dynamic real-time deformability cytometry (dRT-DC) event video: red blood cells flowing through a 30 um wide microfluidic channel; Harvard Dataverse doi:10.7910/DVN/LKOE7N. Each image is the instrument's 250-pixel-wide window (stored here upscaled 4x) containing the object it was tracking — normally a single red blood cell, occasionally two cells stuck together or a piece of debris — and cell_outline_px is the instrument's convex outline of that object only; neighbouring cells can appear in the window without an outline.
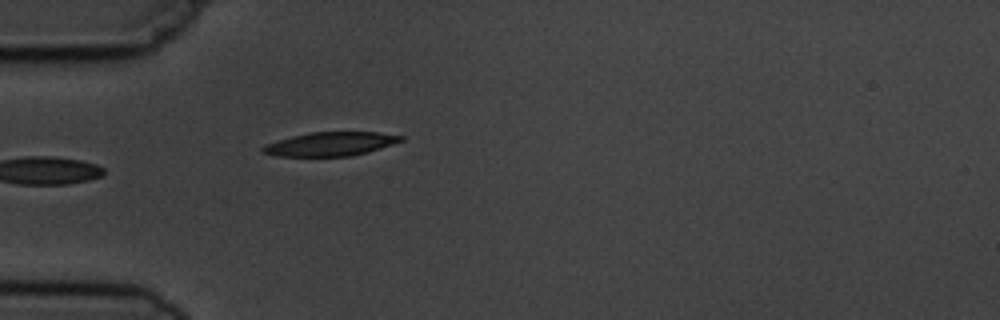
{"species": "common noctule bat (a hibernating species)", "species_latin": "Nyctalus noctula", "temperature_condition": "cold", "stored_images_in_passage": 5, "camera_frame_rate_fps": 3000, "um_per_image_px": 0.085, "animal": {"sex": "male", "body_mass_g": 19.5, "forearm_length_mm": 54.6}, "frame": {"image": 1, "passage_image": 5, "time_ms": 5.667, "image_size_px": [1000, 320], "cell_outline_px": [[404, 140], [368, 152], [352, 156], [280, 156], [260, 152], [260, 148], [264, 144], [292, 136], [312, 132], [380, 132], [404, 136]], "centroid_in_image_um": [28.08, 12.24], "position_along_channel_um": 56.9, "area_um2": 19.19}}